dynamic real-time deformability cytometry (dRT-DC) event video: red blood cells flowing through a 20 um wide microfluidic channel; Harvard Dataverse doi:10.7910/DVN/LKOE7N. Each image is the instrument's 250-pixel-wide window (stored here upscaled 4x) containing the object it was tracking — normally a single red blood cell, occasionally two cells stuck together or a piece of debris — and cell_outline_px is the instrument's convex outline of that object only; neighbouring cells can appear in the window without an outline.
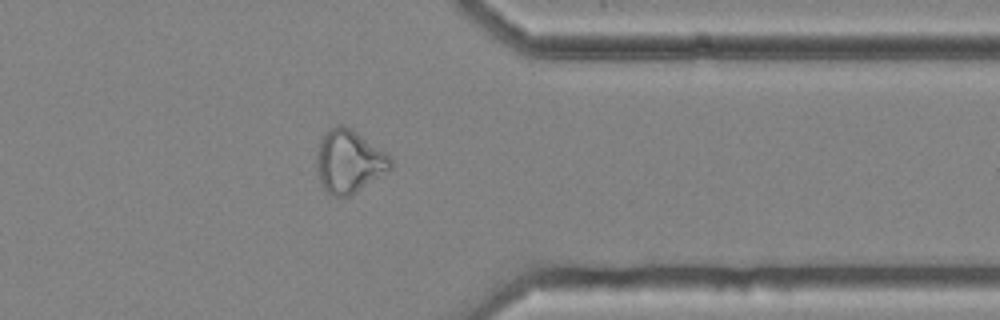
{"species": "common noctule bat (a hibernating species)", "species_latin": "Nyctalus noctula", "temperature_condition": "cold", "stored_images_in_passage": 42, "camera_frame_rate_fps": 3000, "um_per_image_px": 0.085, "animal": {"sex": "female", "body_mass_g": 25.1}, "frame": {"image": 1, "passage_image": 31, "time_ms": 10.0, "image_size_px": [1000, 320], "cell_outline_px": [[392, 168], [348, 196], [328, 196], [324, 192], [320, 180], [316, 164], [316, 156], [320, 140], [332, 128], [340, 124], [344, 124], [352, 128], [392, 156]], "centroid_in_image_um": [29.67, 13.71], "position_along_channel_um": 381.7, "area_um2": 27.05}, "authors_computed_cell_mechanics": {"area_um2": 25.6921, "velocity_mm_per_s": 3.6654, "shape_relaxation_time_tau1_ms": null, "shape_relaxation_time_tau2_ms": 3.4186, "deformation_change_tau1": null, "deformation_change_tau2": 0.0811}}